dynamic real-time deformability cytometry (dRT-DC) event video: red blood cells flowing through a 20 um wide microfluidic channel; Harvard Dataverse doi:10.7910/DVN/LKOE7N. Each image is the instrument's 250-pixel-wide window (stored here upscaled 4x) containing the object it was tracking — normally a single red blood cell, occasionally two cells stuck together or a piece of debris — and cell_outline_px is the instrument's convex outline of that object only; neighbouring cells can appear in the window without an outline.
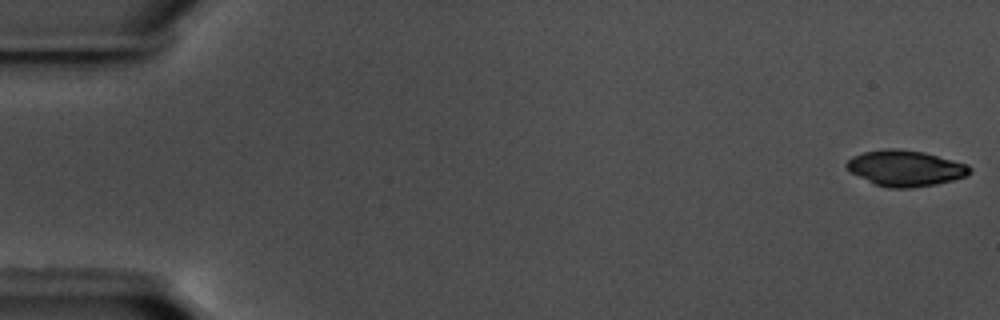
{"species": "common noctule bat (a hibernating species)", "species_latin": "Nyctalus noctula", "temperature_condition": "warm", "stored_images_in_passage": 57, "camera_frame_rate_fps": 3000, "um_per_image_px": 0.085, "animal": {"sex": "male", "body_mass_g": 17.5, "forearm_length_mm": 52.3}, "frame": {"image": 1, "passage_image": 1, "time_ms": 0.0, "image_size_px": [1000, 320], "cell_outline_px": [[972, 172], [968, 176], [936, 184], [908, 188], [888, 188], [876, 184], [852, 172], [844, 164], [852, 156], [864, 152], [888, 148], [892, 148], [924, 152], [968, 164], [972, 168]], "centroid_in_image_um": [77.0, 14.29], "position_along_channel_um": 8.0, "area_um2": 25.55}}
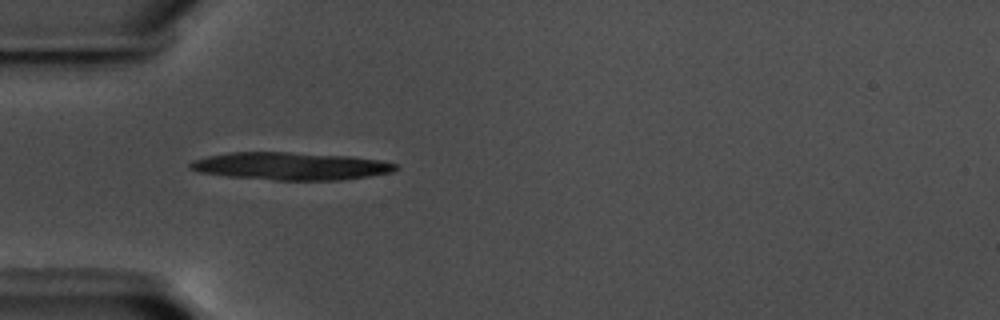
{"frame": {"image": 2, "passage_image": 18, "time_ms": 5.667, "image_size_px": [1000, 320], "cell_outline_px": [[400, 168], [392, 172], [344, 180], [276, 180], [228, 176], [196, 172], [188, 168], [188, 164], [192, 160], [208, 156], [232, 152], [288, 152], [348, 156], [380, 160], [396, 164]], "centroid_in_image_um": [24.68, 14.12], "position_along_channel_um": 60.3, "area_um2": 33.12}}
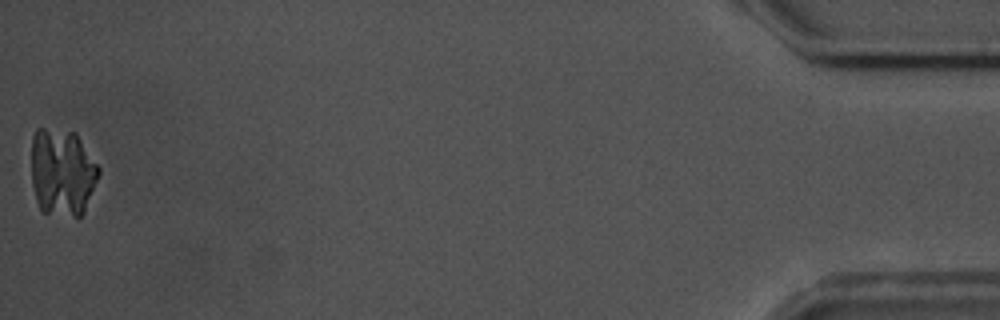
{"frame": {"image": 3, "passage_image": 57, "time_ms": 18.667, "image_size_px": [1000, 320], "cell_outline_px": [[100, 172], [84, 212], [80, 216], [72, 216], [40, 212], [36, 200], [32, 184], [32, 136], [36, 128], [44, 128], [76, 132], [100, 168]], "centroid_in_image_um": [5.28, 14.63], "position_along_channel_um": 429.9, "area_um2": 34.56}}